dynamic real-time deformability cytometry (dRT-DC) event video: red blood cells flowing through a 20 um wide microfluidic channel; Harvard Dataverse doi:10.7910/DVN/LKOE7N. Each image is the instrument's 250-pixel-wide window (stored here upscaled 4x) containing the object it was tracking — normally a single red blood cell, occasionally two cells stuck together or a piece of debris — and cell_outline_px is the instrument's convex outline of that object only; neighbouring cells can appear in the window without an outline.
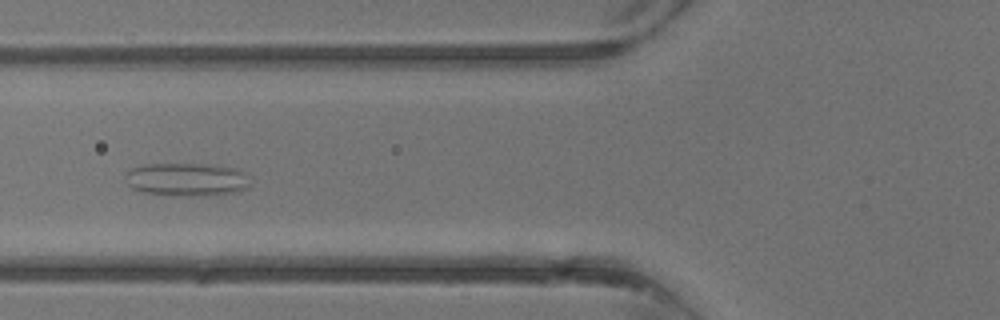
{"species": "common noctule bat (a hibernating species)", "species_latin": "Nyctalus noctula", "temperature_condition": "warm", "stored_images_in_passage": 3, "camera_frame_rate_fps": 3000, "um_per_image_px": 0.085, "animal": {"sex": "male", "body_mass_g": 13.3}, "frame": {"image": 1, "passage_image": 3, "time_ms": 2.333, "image_size_px": [1000, 320], "cell_outline_px": [[248, 188], [236, 192], [212, 196], [168, 196], [144, 192], [132, 188], [128, 184], [124, 176], [132, 168], [144, 164], [208, 164], [232, 168], [244, 172], [248, 184]], "centroid_in_image_um": [15.84, 15.27], "position_along_channel_um": 110.0, "area_um2": 24.28}}